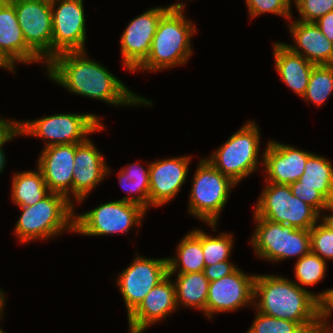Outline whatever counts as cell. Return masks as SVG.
I'll use <instances>...</instances> for the list:
<instances>
[{
    "label": "cell",
    "mask_w": 333,
    "mask_h": 333,
    "mask_svg": "<svg viewBox=\"0 0 333 333\" xmlns=\"http://www.w3.org/2000/svg\"><path fill=\"white\" fill-rule=\"evenodd\" d=\"M127 168L121 169L119 174L120 185L126 191L130 192H139V196L135 197H124L121 200L135 203L140 205L145 210L149 206V192H150V179H149V167L147 170L143 169L140 165L135 163ZM139 166V167H138ZM128 186V187H126ZM131 186V188H130Z\"/></svg>",
    "instance_id": "28"
},
{
    "label": "cell",
    "mask_w": 333,
    "mask_h": 333,
    "mask_svg": "<svg viewBox=\"0 0 333 333\" xmlns=\"http://www.w3.org/2000/svg\"><path fill=\"white\" fill-rule=\"evenodd\" d=\"M326 270V262L311 250L297 260L295 277L302 285H315L322 280Z\"/></svg>",
    "instance_id": "30"
},
{
    "label": "cell",
    "mask_w": 333,
    "mask_h": 333,
    "mask_svg": "<svg viewBox=\"0 0 333 333\" xmlns=\"http://www.w3.org/2000/svg\"><path fill=\"white\" fill-rule=\"evenodd\" d=\"M93 114H58L35 121L17 122L19 134L50 139L46 147L58 144H79L88 134L103 129Z\"/></svg>",
    "instance_id": "9"
},
{
    "label": "cell",
    "mask_w": 333,
    "mask_h": 333,
    "mask_svg": "<svg viewBox=\"0 0 333 333\" xmlns=\"http://www.w3.org/2000/svg\"><path fill=\"white\" fill-rule=\"evenodd\" d=\"M324 318H327V316L322 313L312 322L299 326L294 333H332L333 330L329 327L327 328L328 324H326Z\"/></svg>",
    "instance_id": "39"
},
{
    "label": "cell",
    "mask_w": 333,
    "mask_h": 333,
    "mask_svg": "<svg viewBox=\"0 0 333 333\" xmlns=\"http://www.w3.org/2000/svg\"><path fill=\"white\" fill-rule=\"evenodd\" d=\"M333 210V204H331L328 208H327V210ZM324 220H323V222L326 224V225H328L331 229H333V215H329V216H325L324 218H323Z\"/></svg>",
    "instance_id": "43"
},
{
    "label": "cell",
    "mask_w": 333,
    "mask_h": 333,
    "mask_svg": "<svg viewBox=\"0 0 333 333\" xmlns=\"http://www.w3.org/2000/svg\"><path fill=\"white\" fill-rule=\"evenodd\" d=\"M85 51L57 54L49 63V76L70 92L115 105L151 104L136 96L102 65L87 59Z\"/></svg>",
    "instance_id": "1"
},
{
    "label": "cell",
    "mask_w": 333,
    "mask_h": 333,
    "mask_svg": "<svg viewBox=\"0 0 333 333\" xmlns=\"http://www.w3.org/2000/svg\"><path fill=\"white\" fill-rule=\"evenodd\" d=\"M52 6V59L67 51H84L85 17L83 0H61L56 10Z\"/></svg>",
    "instance_id": "12"
},
{
    "label": "cell",
    "mask_w": 333,
    "mask_h": 333,
    "mask_svg": "<svg viewBox=\"0 0 333 333\" xmlns=\"http://www.w3.org/2000/svg\"><path fill=\"white\" fill-rule=\"evenodd\" d=\"M266 148L263 162L269 176L267 182L289 185L299 180L311 153L274 141H269Z\"/></svg>",
    "instance_id": "18"
},
{
    "label": "cell",
    "mask_w": 333,
    "mask_h": 333,
    "mask_svg": "<svg viewBox=\"0 0 333 333\" xmlns=\"http://www.w3.org/2000/svg\"><path fill=\"white\" fill-rule=\"evenodd\" d=\"M255 276L245 275L238 268L219 280L209 282L206 315L214 312L233 311L254 300Z\"/></svg>",
    "instance_id": "15"
},
{
    "label": "cell",
    "mask_w": 333,
    "mask_h": 333,
    "mask_svg": "<svg viewBox=\"0 0 333 333\" xmlns=\"http://www.w3.org/2000/svg\"><path fill=\"white\" fill-rule=\"evenodd\" d=\"M183 7H171L160 19L146 60L137 68L161 70L183 64L192 54L190 37L195 31L185 20Z\"/></svg>",
    "instance_id": "3"
},
{
    "label": "cell",
    "mask_w": 333,
    "mask_h": 333,
    "mask_svg": "<svg viewBox=\"0 0 333 333\" xmlns=\"http://www.w3.org/2000/svg\"><path fill=\"white\" fill-rule=\"evenodd\" d=\"M299 326L297 322L270 317L258 311L247 333H294Z\"/></svg>",
    "instance_id": "33"
},
{
    "label": "cell",
    "mask_w": 333,
    "mask_h": 333,
    "mask_svg": "<svg viewBox=\"0 0 333 333\" xmlns=\"http://www.w3.org/2000/svg\"><path fill=\"white\" fill-rule=\"evenodd\" d=\"M253 297H260L256 305L260 313L291 320L300 326L312 322L323 313V304L317 295L279 276H256Z\"/></svg>",
    "instance_id": "2"
},
{
    "label": "cell",
    "mask_w": 333,
    "mask_h": 333,
    "mask_svg": "<svg viewBox=\"0 0 333 333\" xmlns=\"http://www.w3.org/2000/svg\"><path fill=\"white\" fill-rule=\"evenodd\" d=\"M140 205L124 200L112 201L74 218V232L84 235L125 233L140 223L145 213Z\"/></svg>",
    "instance_id": "10"
},
{
    "label": "cell",
    "mask_w": 333,
    "mask_h": 333,
    "mask_svg": "<svg viewBox=\"0 0 333 333\" xmlns=\"http://www.w3.org/2000/svg\"><path fill=\"white\" fill-rule=\"evenodd\" d=\"M169 279L168 274L128 316L130 333H142L147 326L176 309L175 285Z\"/></svg>",
    "instance_id": "17"
},
{
    "label": "cell",
    "mask_w": 333,
    "mask_h": 333,
    "mask_svg": "<svg viewBox=\"0 0 333 333\" xmlns=\"http://www.w3.org/2000/svg\"><path fill=\"white\" fill-rule=\"evenodd\" d=\"M255 210V217L305 230H310L320 215L294 196L289 185L274 183H268Z\"/></svg>",
    "instance_id": "6"
},
{
    "label": "cell",
    "mask_w": 333,
    "mask_h": 333,
    "mask_svg": "<svg viewBox=\"0 0 333 333\" xmlns=\"http://www.w3.org/2000/svg\"><path fill=\"white\" fill-rule=\"evenodd\" d=\"M235 184L208 159H202L194 176L189 212L214 227L219 212L226 204L230 187Z\"/></svg>",
    "instance_id": "8"
},
{
    "label": "cell",
    "mask_w": 333,
    "mask_h": 333,
    "mask_svg": "<svg viewBox=\"0 0 333 333\" xmlns=\"http://www.w3.org/2000/svg\"><path fill=\"white\" fill-rule=\"evenodd\" d=\"M75 150L76 144L51 145L45 147L38 161L49 190L65 195L68 200V192H73Z\"/></svg>",
    "instance_id": "16"
},
{
    "label": "cell",
    "mask_w": 333,
    "mask_h": 333,
    "mask_svg": "<svg viewBox=\"0 0 333 333\" xmlns=\"http://www.w3.org/2000/svg\"><path fill=\"white\" fill-rule=\"evenodd\" d=\"M190 157L152 162L149 166V206H159L171 200L184 183Z\"/></svg>",
    "instance_id": "19"
},
{
    "label": "cell",
    "mask_w": 333,
    "mask_h": 333,
    "mask_svg": "<svg viewBox=\"0 0 333 333\" xmlns=\"http://www.w3.org/2000/svg\"><path fill=\"white\" fill-rule=\"evenodd\" d=\"M12 184V199L20 207L34 205L51 193L39 168L15 174Z\"/></svg>",
    "instance_id": "26"
},
{
    "label": "cell",
    "mask_w": 333,
    "mask_h": 333,
    "mask_svg": "<svg viewBox=\"0 0 333 333\" xmlns=\"http://www.w3.org/2000/svg\"><path fill=\"white\" fill-rule=\"evenodd\" d=\"M295 4L302 16L299 21L316 22L333 11V0H297Z\"/></svg>",
    "instance_id": "34"
},
{
    "label": "cell",
    "mask_w": 333,
    "mask_h": 333,
    "mask_svg": "<svg viewBox=\"0 0 333 333\" xmlns=\"http://www.w3.org/2000/svg\"><path fill=\"white\" fill-rule=\"evenodd\" d=\"M73 169V193L78 201L107 175L108 167L95 146L86 139L76 144Z\"/></svg>",
    "instance_id": "20"
},
{
    "label": "cell",
    "mask_w": 333,
    "mask_h": 333,
    "mask_svg": "<svg viewBox=\"0 0 333 333\" xmlns=\"http://www.w3.org/2000/svg\"><path fill=\"white\" fill-rule=\"evenodd\" d=\"M168 275V260L137 257L117 281L127 307L128 316L145 296Z\"/></svg>",
    "instance_id": "13"
},
{
    "label": "cell",
    "mask_w": 333,
    "mask_h": 333,
    "mask_svg": "<svg viewBox=\"0 0 333 333\" xmlns=\"http://www.w3.org/2000/svg\"><path fill=\"white\" fill-rule=\"evenodd\" d=\"M228 262L229 261H223L215 265L205 266L203 270L205 277L212 282L233 273L237 268Z\"/></svg>",
    "instance_id": "38"
},
{
    "label": "cell",
    "mask_w": 333,
    "mask_h": 333,
    "mask_svg": "<svg viewBox=\"0 0 333 333\" xmlns=\"http://www.w3.org/2000/svg\"><path fill=\"white\" fill-rule=\"evenodd\" d=\"M13 65L14 62L0 48V67L14 71Z\"/></svg>",
    "instance_id": "42"
},
{
    "label": "cell",
    "mask_w": 333,
    "mask_h": 333,
    "mask_svg": "<svg viewBox=\"0 0 333 333\" xmlns=\"http://www.w3.org/2000/svg\"><path fill=\"white\" fill-rule=\"evenodd\" d=\"M0 48L13 62L42 60L26 44L13 3H0Z\"/></svg>",
    "instance_id": "22"
},
{
    "label": "cell",
    "mask_w": 333,
    "mask_h": 333,
    "mask_svg": "<svg viewBox=\"0 0 333 333\" xmlns=\"http://www.w3.org/2000/svg\"><path fill=\"white\" fill-rule=\"evenodd\" d=\"M289 27L298 46L285 44L291 51L302 55L315 65H333V43L314 22L296 21Z\"/></svg>",
    "instance_id": "21"
},
{
    "label": "cell",
    "mask_w": 333,
    "mask_h": 333,
    "mask_svg": "<svg viewBox=\"0 0 333 333\" xmlns=\"http://www.w3.org/2000/svg\"><path fill=\"white\" fill-rule=\"evenodd\" d=\"M333 91V65H315L303 96L320 106Z\"/></svg>",
    "instance_id": "29"
},
{
    "label": "cell",
    "mask_w": 333,
    "mask_h": 333,
    "mask_svg": "<svg viewBox=\"0 0 333 333\" xmlns=\"http://www.w3.org/2000/svg\"><path fill=\"white\" fill-rule=\"evenodd\" d=\"M17 135H19V132L17 131V122L12 121V123H9L8 121L0 118V173L5 165V155L1 146Z\"/></svg>",
    "instance_id": "37"
},
{
    "label": "cell",
    "mask_w": 333,
    "mask_h": 333,
    "mask_svg": "<svg viewBox=\"0 0 333 333\" xmlns=\"http://www.w3.org/2000/svg\"><path fill=\"white\" fill-rule=\"evenodd\" d=\"M171 7H184V4L150 9L129 23L121 36V54L127 69L133 72L146 60L158 23Z\"/></svg>",
    "instance_id": "14"
},
{
    "label": "cell",
    "mask_w": 333,
    "mask_h": 333,
    "mask_svg": "<svg viewBox=\"0 0 333 333\" xmlns=\"http://www.w3.org/2000/svg\"><path fill=\"white\" fill-rule=\"evenodd\" d=\"M259 131L248 122L214 152L208 161L222 174L237 184L257 167Z\"/></svg>",
    "instance_id": "7"
},
{
    "label": "cell",
    "mask_w": 333,
    "mask_h": 333,
    "mask_svg": "<svg viewBox=\"0 0 333 333\" xmlns=\"http://www.w3.org/2000/svg\"><path fill=\"white\" fill-rule=\"evenodd\" d=\"M2 290H0V312L3 310V304H4V297L3 296V292H1Z\"/></svg>",
    "instance_id": "44"
},
{
    "label": "cell",
    "mask_w": 333,
    "mask_h": 333,
    "mask_svg": "<svg viewBox=\"0 0 333 333\" xmlns=\"http://www.w3.org/2000/svg\"><path fill=\"white\" fill-rule=\"evenodd\" d=\"M289 186L294 196L313 207L318 213H320V209H327L331 205L316 189L311 187H298V180L289 184Z\"/></svg>",
    "instance_id": "36"
},
{
    "label": "cell",
    "mask_w": 333,
    "mask_h": 333,
    "mask_svg": "<svg viewBox=\"0 0 333 333\" xmlns=\"http://www.w3.org/2000/svg\"><path fill=\"white\" fill-rule=\"evenodd\" d=\"M70 201L63 194L51 192L34 205L20 207L22 215L17 221L15 233L22 242H28L37 238L47 239L67 226L74 231L75 214Z\"/></svg>",
    "instance_id": "4"
},
{
    "label": "cell",
    "mask_w": 333,
    "mask_h": 333,
    "mask_svg": "<svg viewBox=\"0 0 333 333\" xmlns=\"http://www.w3.org/2000/svg\"><path fill=\"white\" fill-rule=\"evenodd\" d=\"M275 68L281 79L300 97H303L311 71L315 64L306 60L302 55L291 51L285 44H274Z\"/></svg>",
    "instance_id": "23"
},
{
    "label": "cell",
    "mask_w": 333,
    "mask_h": 333,
    "mask_svg": "<svg viewBox=\"0 0 333 333\" xmlns=\"http://www.w3.org/2000/svg\"><path fill=\"white\" fill-rule=\"evenodd\" d=\"M232 237L223 233L218 237H211L201 231V244L204 254L205 266L215 265L228 261L232 249Z\"/></svg>",
    "instance_id": "31"
},
{
    "label": "cell",
    "mask_w": 333,
    "mask_h": 333,
    "mask_svg": "<svg viewBox=\"0 0 333 333\" xmlns=\"http://www.w3.org/2000/svg\"><path fill=\"white\" fill-rule=\"evenodd\" d=\"M326 38L333 43V11L314 22Z\"/></svg>",
    "instance_id": "40"
},
{
    "label": "cell",
    "mask_w": 333,
    "mask_h": 333,
    "mask_svg": "<svg viewBox=\"0 0 333 333\" xmlns=\"http://www.w3.org/2000/svg\"><path fill=\"white\" fill-rule=\"evenodd\" d=\"M317 299L323 304L324 315H331L330 312L333 310V288L317 295Z\"/></svg>",
    "instance_id": "41"
},
{
    "label": "cell",
    "mask_w": 333,
    "mask_h": 333,
    "mask_svg": "<svg viewBox=\"0 0 333 333\" xmlns=\"http://www.w3.org/2000/svg\"><path fill=\"white\" fill-rule=\"evenodd\" d=\"M14 1L17 0H0V3H13Z\"/></svg>",
    "instance_id": "45"
},
{
    "label": "cell",
    "mask_w": 333,
    "mask_h": 333,
    "mask_svg": "<svg viewBox=\"0 0 333 333\" xmlns=\"http://www.w3.org/2000/svg\"><path fill=\"white\" fill-rule=\"evenodd\" d=\"M177 249L178 259L167 258L168 274L170 276L180 267L179 274L203 272L205 268V260L201 244L200 230L192 231L185 236ZM180 263L182 266L179 267Z\"/></svg>",
    "instance_id": "24"
},
{
    "label": "cell",
    "mask_w": 333,
    "mask_h": 333,
    "mask_svg": "<svg viewBox=\"0 0 333 333\" xmlns=\"http://www.w3.org/2000/svg\"><path fill=\"white\" fill-rule=\"evenodd\" d=\"M209 280L203 272L178 274L175 285L176 304L201 309L206 315V301L209 291Z\"/></svg>",
    "instance_id": "27"
},
{
    "label": "cell",
    "mask_w": 333,
    "mask_h": 333,
    "mask_svg": "<svg viewBox=\"0 0 333 333\" xmlns=\"http://www.w3.org/2000/svg\"><path fill=\"white\" fill-rule=\"evenodd\" d=\"M298 187H311L333 204V166L324 157L311 154L306 161Z\"/></svg>",
    "instance_id": "25"
},
{
    "label": "cell",
    "mask_w": 333,
    "mask_h": 333,
    "mask_svg": "<svg viewBox=\"0 0 333 333\" xmlns=\"http://www.w3.org/2000/svg\"><path fill=\"white\" fill-rule=\"evenodd\" d=\"M246 5L253 17L269 12L291 18L290 0H246Z\"/></svg>",
    "instance_id": "35"
},
{
    "label": "cell",
    "mask_w": 333,
    "mask_h": 333,
    "mask_svg": "<svg viewBox=\"0 0 333 333\" xmlns=\"http://www.w3.org/2000/svg\"><path fill=\"white\" fill-rule=\"evenodd\" d=\"M26 44L46 63L52 60L51 0L13 2Z\"/></svg>",
    "instance_id": "11"
},
{
    "label": "cell",
    "mask_w": 333,
    "mask_h": 333,
    "mask_svg": "<svg viewBox=\"0 0 333 333\" xmlns=\"http://www.w3.org/2000/svg\"><path fill=\"white\" fill-rule=\"evenodd\" d=\"M311 251L325 260L333 258V229L323 221L321 225L317 223L309 230ZM323 255V256H322ZM324 257V258H323Z\"/></svg>",
    "instance_id": "32"
},
{
    "label": "cell",
    "mask_w": 333,
    "mask_h": 333,
    "mask_svg": "<svg viewBox=\"0 0 333 333\" xmlns=\"http://www.w3.org/2000/svg\"><path fill=\"white\" fill-rule=\"evenodd\" d=\"M255 220L258 225L251 242L259 257L279 261L291 256L301 258L311 250L309 230L261 217Z\"/></svg>",
    "instance_id": "5"
},
{
    "label": "cell",
    "mask_w": 333,
    "mask_h": 333,
    "mask_svg": "<svg viewBox=\"0 0 333 333\" xmlns=\"http://www.w3.org/2000/svg\"><path fill=\"white\" fill-rule=\"evenodd\" d=\"M0 317H1V313H0ZM1 319V318H0ZM0 333H4L3 330L0 328Z\"/></svg>",
    "instance_id": "46"
}]
</instances>
